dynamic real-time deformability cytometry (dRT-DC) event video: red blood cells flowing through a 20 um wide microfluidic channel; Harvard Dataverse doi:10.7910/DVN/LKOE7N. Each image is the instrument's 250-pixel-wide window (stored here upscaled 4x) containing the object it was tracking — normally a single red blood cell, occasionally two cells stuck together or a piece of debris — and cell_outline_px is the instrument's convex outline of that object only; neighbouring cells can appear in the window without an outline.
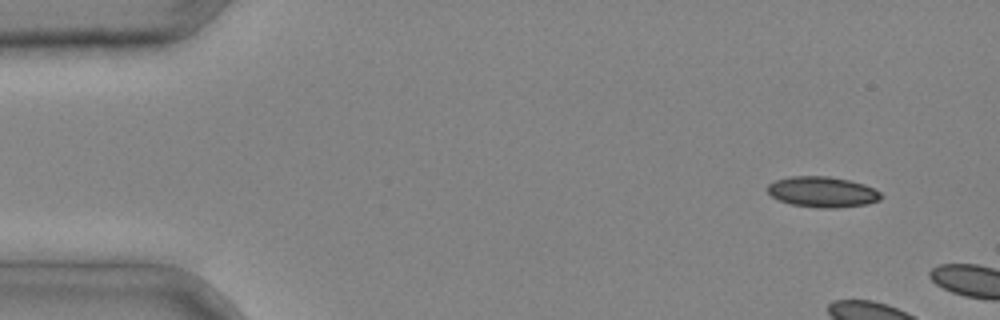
{"species": "common noctule bat (a hibernating species)", "species_latin": "Nyctalus noctula", "temperature_condition": "cold", "stored_images_in_passage": 5, "camera_frame_rate_fps": 3000, "um_per_image_px": 0.085, "animal": {"sex": "male", "body_mass_g": 20.4}, "frame": {"image": 1, "passage_image": 1, "time_ms": 0.0, "image_size_px": [1000, 320], "cell_outline_px": [[884, 196], [880, 200], [868, 204], [840, 208], [816, 208], [792, 204], [780, 200], [772, 196], [764, 188], [768, 184], [776, 180], [792, 176], [828, 176], [848, 180], [864, 184], [880, 192]], "centroid_in_image_um": [69.92, 16.32], "position_along_channel_um": 15.1, "area_um2": 20.4}}
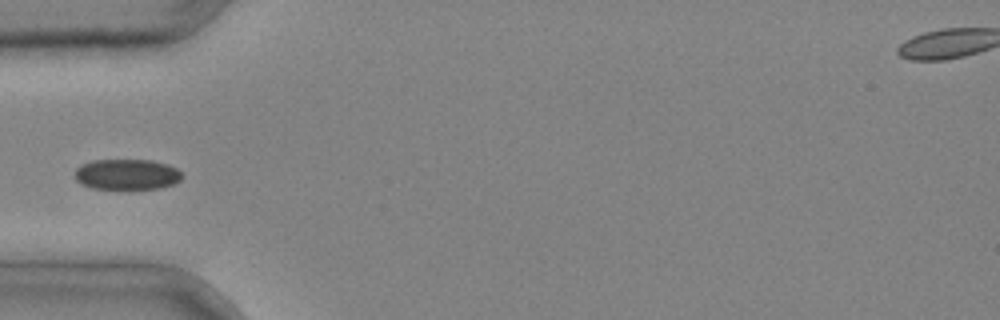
{"frame": {"image": 2, "passage_image": 5, "time_ms": 1.333, "image_size_px": [1000, 320], "cell_outline_px": [[180, 180], [172, 184], [160, 188], [92, 188], [76, 180], [76, 168], [92, 160], [152, 160], [168, 164], [176, 168], [180, 172]], "centroid_in_image_um": [10.8, 14.81], "position_along_channel_um": 74.2, "area_um2": 18.73}}